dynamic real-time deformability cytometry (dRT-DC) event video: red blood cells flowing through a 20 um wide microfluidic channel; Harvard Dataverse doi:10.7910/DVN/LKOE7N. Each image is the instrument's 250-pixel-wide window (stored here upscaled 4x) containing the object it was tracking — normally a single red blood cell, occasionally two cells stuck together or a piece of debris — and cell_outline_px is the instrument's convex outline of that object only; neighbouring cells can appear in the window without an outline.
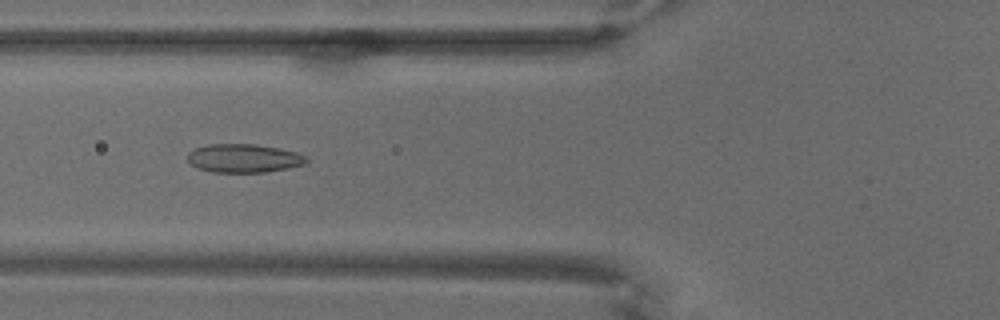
{"species": "common noctule bat (a hibernating species)", "species_latin": "Nyctalus noctula", "temperature_condition": "warm", "stored_images_in_passage": 70, "camera_frame_rate_fps": 3000, "um_per_image_px": 0.085, "animal": {"sex": "male", "body_mass_g": 18.8}, "frame": {"image": 1, "passage_image": 28, "time_ms": 9.0, "image_size_px": [1000, 320], "cell_outline_px": [[308, 160], [304, 164], [288, 168], [264, 172], [212, 172], [196, 168], [188, 160], [188, 152], [196, 148], [208, 144], [256, 144], [280, 148], [296, 152], [308, 156]], "centroid_in_image_um": [20.73, 13.45], "position_along_channel_um": 105.1, "area_um2": 19.83}}
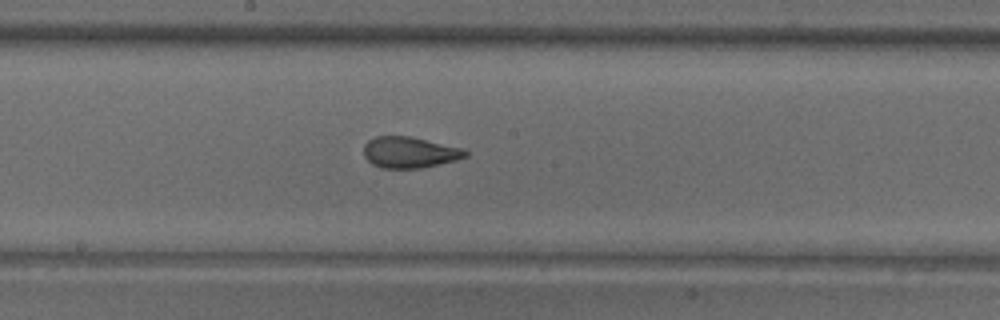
{"frame": {"image": 2, "passage_image": 39, "time_ms": 12.667, "image_size_px": [1000, 320], "cell_outline_px": [[468, 156], [456, 160], [424, 168], [380, 168], [372, 164], [364, 156], [364, 144], [368, 140], [376, 136], [412, 136], [464, 148], [468, 152]], "centroid_in_image_um": [34.84, 12.95], "position_along_channel_um": 213.4, "area_um2": 18.73}}
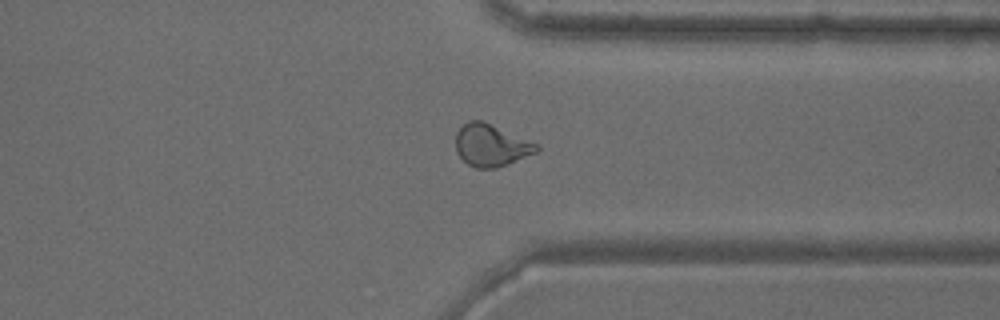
{"frame": {"image": 3, "passage_image": 55, "time_ms": 18.0, "image_size_px": [1000, 320], "cell_outline_px": [[540, 148], [536, 152], [508, 164], [496, 168], [476, 168], [468, 164], [456, 152], [456, 132], [468, 120], [484, 120], [536, 144]], "centroid_in_image_um": [41.71, 12.34], "position_along_channel_um": 369.7, "area_um2": 19.65}}